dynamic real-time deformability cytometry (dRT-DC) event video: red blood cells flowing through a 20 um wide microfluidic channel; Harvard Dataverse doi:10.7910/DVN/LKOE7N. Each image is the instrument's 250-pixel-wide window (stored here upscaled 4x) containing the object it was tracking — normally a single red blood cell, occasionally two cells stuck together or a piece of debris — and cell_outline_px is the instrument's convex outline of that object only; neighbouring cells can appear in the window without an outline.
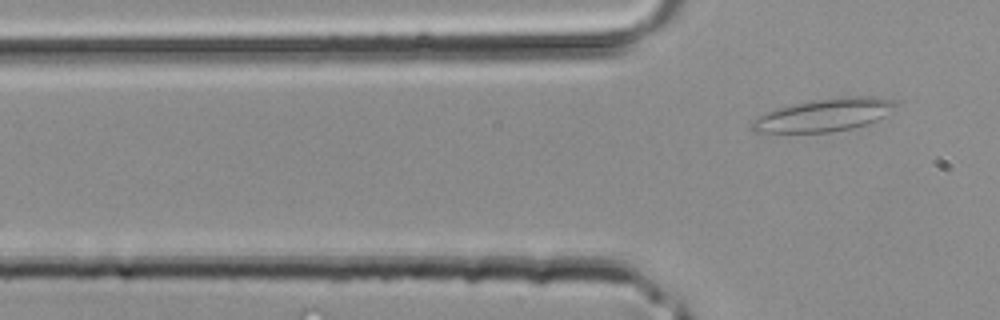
{"species": "common noctule bat (a hibernating species)", "species_latin": "Nyctalus noctula", "temperature_condition": "room temperature", "stored_images_in_passage": 4, "camera_frame_rate_fps": 3000, "um_per_image_px": 0.085, "animal": {"sex": "male", "body_mass_g": 20.4}, "frame": {"image": 1, "passage_image": 4, "time_ms": 1.0, "image_size_px": [1000, 320], "cell_outline_px": [[896, 104], [884, 116], [868, 124], [852, 128], [828, 132], [756, 132], [748, 128], [748, 124], [756, 116], [780, 108], [796, 104], [816, 100], [840, 96], [872, 96], [892, 100]], "centroid_in_image_um": [70.0, 9.78], "position_along_channel_um": 55.8, "area_um2": 27.05}}